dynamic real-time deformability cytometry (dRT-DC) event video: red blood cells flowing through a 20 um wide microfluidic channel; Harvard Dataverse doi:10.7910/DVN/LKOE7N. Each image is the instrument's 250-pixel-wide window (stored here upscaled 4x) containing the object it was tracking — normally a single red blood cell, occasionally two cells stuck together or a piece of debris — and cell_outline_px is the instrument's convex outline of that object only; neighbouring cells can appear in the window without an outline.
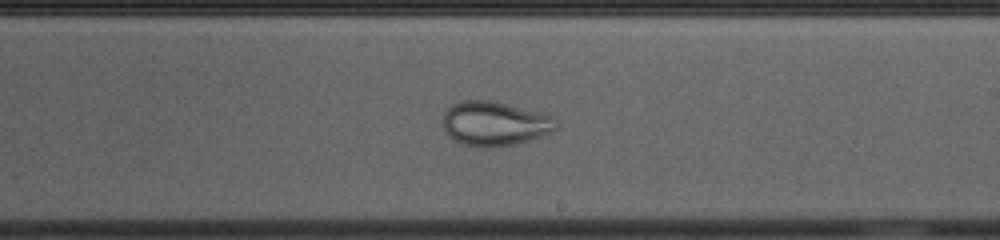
{"species": "common noctule bat (a hibernating species)", "species_latin": "Nyctalus noctula", "temperature_condition": "cold", "stored_images_in_passage": 48, "camera_frame_rate_fps": 3000, "um_per_image_px": 0.085, "animal": {"sex": "female", "body_mass_g": 23.0, "forearm_length_mm": 53.4}, "frame": {"image": 1, "passage_image": 25, "time_ms": 8.0, "image_size_px": [1000, 240], "cell_outline_px": [[556, 128], [552, 132], [516, 144], [488, 148], [484, 148], [460, 144], [448, 136], [444, 132], [444, 112], [452, 104], [460, 100], [488, 100], [540, 112], [552, 116]], "centroid_in_image_um": [41.99, 10.52], "position_along_channel_um": 247.0, "area_um2": 29.19}}
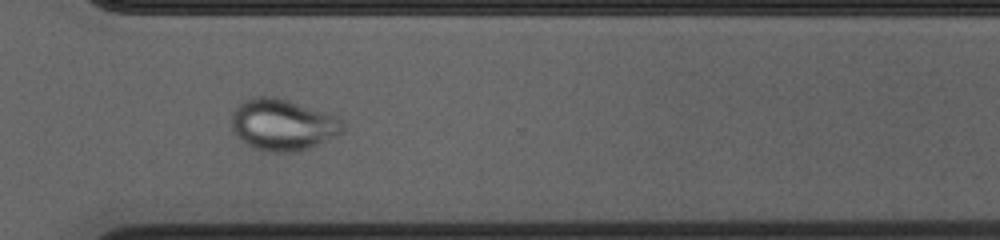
{"frame": {"image": 2, "passage_image": 33, "time_ms": 10.667, "image_size_px": [1000, 240], "cell_outline_px": [[344, 128], [340, 132], [308, 148], [292, 152], [272, 152], [252, 148], [240, 140], [236, 136], [232, 128], [232, 112], [244, 100], [252, 96], [276, 96], [332, 112], [340, 116], [344, 120]], "centroid_in_image_um": [24.04, 10.56], "position_along_channel_um": 346.6, "area_um2": 33.81}}
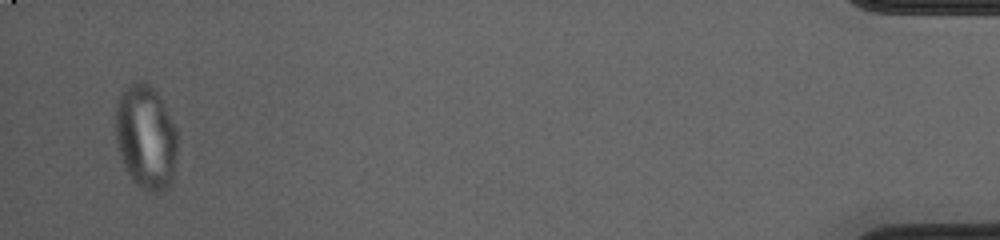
{"frame": {"image": 3, "passage_image": 46, "time_ms": 15.0, "image_size_px": [1000, 240], "cell_outline_px": [[176, 164], [172, 180], [156, 196], [152, 196], [140, 188], [136, 184], [128, 172], [120, 156], [116, 140], [116, 108], [120, 96], [136, 80], [144, 80], [160, 96], [176, 132]], "centroid_in_image_um": [12.4, 11.71], "position_along_channel_um": 422.8, "area_um2": 37.34}}